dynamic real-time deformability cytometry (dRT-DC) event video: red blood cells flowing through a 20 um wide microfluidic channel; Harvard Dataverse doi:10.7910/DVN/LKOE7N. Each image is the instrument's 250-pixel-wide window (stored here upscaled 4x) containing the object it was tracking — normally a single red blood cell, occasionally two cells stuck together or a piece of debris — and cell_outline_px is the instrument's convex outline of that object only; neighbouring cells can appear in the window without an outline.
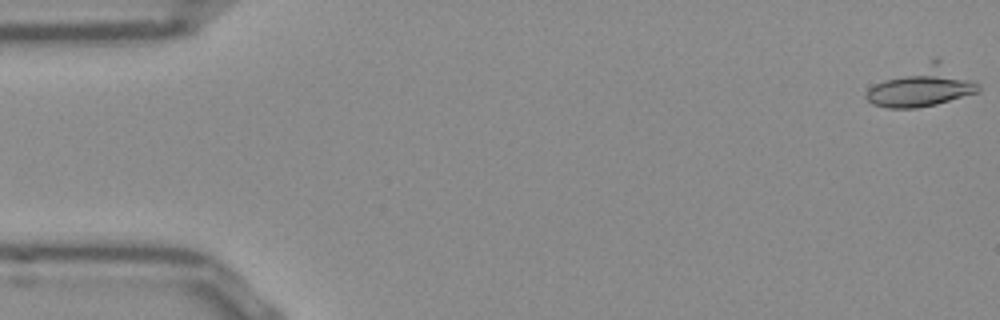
{"species": "Egyptian fruit bat (a non-hibernating species)", "species_latin": "Rousettus aegyptiacus", "temperature_condition": "room temperature", "stored_images_in_passage": 9, "camera_frame_rate_fps": 3000, "um_per_image_px": 0.085, "frame": {"image": 1, "passage_image": 1, "time_ms": 0.0, "image_size_px": [1000, 320], "cell_outline_px": [[980, 92], [936, 104], [916, 108], [888, 108], [872, 104], [864, 96], [868, 88], [884, 80], [936, 56], [980, 84]], "centroid_in_image_um": [78.41, 7.34], "position_along_channel_um": 6.6, "area_um2": 26.18}}